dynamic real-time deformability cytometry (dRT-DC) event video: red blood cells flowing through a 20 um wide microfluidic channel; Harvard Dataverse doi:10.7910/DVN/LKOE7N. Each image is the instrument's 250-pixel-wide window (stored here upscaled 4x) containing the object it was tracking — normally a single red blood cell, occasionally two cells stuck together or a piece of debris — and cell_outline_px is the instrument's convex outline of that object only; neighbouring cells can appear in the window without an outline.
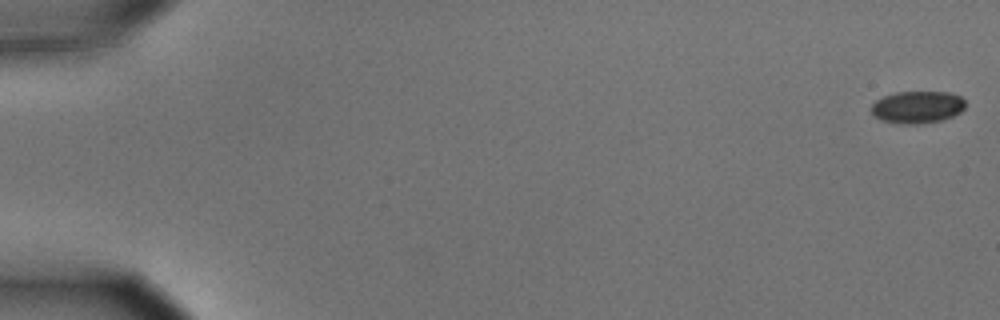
{"species": "common noctule bat (a hibernating species)", "species_latin": "Nyctalus noctula", "temperature_condition": "cold", "stored_images_in_passage": 9, "camera_frame_rate_fps": 3000, "um_per_image_px": 0.085, "animal": {"sex": "male", "body_mass_g": 15.6}, "frame": {"image": 1, "passage_image": 1, "time_ms": 0.0, "image_size_px": [1000, 320], "cell_outline_px": [[964, 108], [960, 112], [952, 116], [940, 120], [920, 124], [900, 124], [880, 120], [872, 112], [872, 104], [876, 100], [884, 96], [896, 92], [948, 92], [960, 96], [964, 100]], "centroid_in_image_um": [77.96, 9.1], "position_along_channel_um": 7.0, "area_um2": 17.57}}